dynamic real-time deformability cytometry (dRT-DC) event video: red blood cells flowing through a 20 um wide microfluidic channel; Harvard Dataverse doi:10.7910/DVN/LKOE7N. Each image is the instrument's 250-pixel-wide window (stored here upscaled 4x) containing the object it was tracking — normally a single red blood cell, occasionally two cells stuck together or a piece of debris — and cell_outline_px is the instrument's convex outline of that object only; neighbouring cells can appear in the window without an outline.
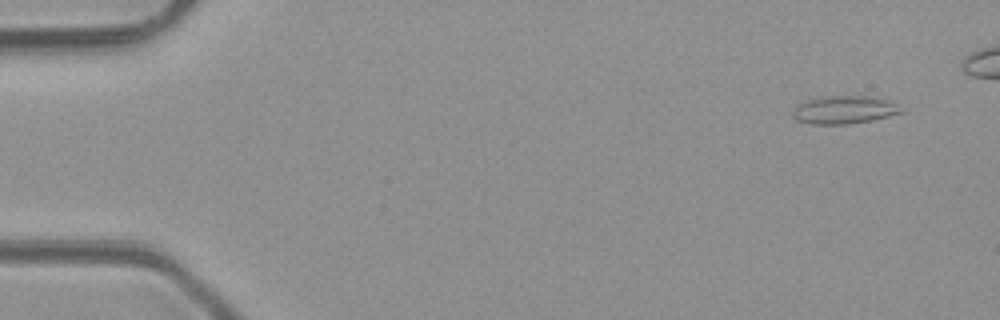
{"species": "common noctule bat (a hibernating species)", "species_latin": "Nyctalus noctula", "temperature_condition": "room temperature", "stored_images_in_passage": 4, "camera_frame_rate_fps": 3000, "um_per_image_px": 0.085, "animal": {"sex": "male", "body_mass_g": 23.1, "forearm_length_mm": 52.7}, "frame": {"image": 1, "passage_image": 2, "time_ms": 1.0, "image_size_px": [1000, 320], "cell_outline_px": [[904, 112], [872, 120], [844, 124], [812, 124], [796, 120], [792, 116], [792, 112], [800, 104], [808, 100], [824, 96], [864, 96], [884, 100], [892, 104]], "centroid_in_image_um": [71.68, 9.35], "position_along_channel_um": 13.3, "area_um2": 17.05}}